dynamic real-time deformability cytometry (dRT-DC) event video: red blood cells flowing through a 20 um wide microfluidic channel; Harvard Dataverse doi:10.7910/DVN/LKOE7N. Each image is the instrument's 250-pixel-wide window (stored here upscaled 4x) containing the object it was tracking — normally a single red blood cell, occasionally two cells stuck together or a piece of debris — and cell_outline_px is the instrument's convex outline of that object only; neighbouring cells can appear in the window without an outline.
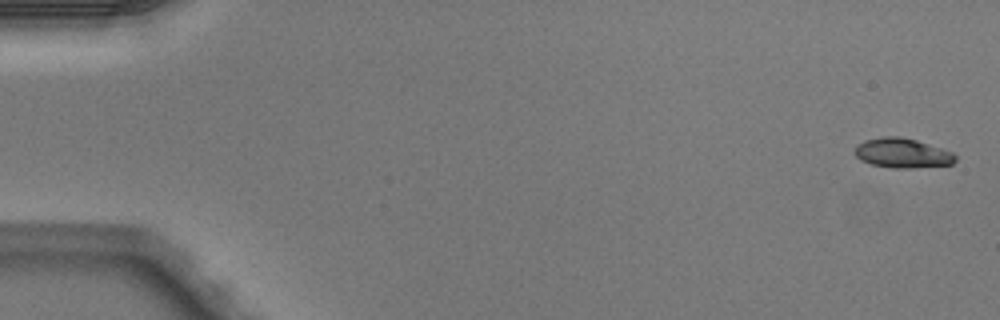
{"species": "Egyptian fruit bat (a non-hibernating species)", "species_latin": "Rousettus aegyptiacus", "temperature_condition": "warm", "stored_images_in_passage": 5, "camera_frame_rate_fps": 3000, "um_per_image_px": 0.085, "animal": {"sex": "male"}, "frame": {"image": 1, "passage_image": 1, "time_ms": 0.0, "image_size_px": [1000, 320], "cell_outline_px": [[956, 160], [952, 164], [908, 168], [892, 168], [872, 164], [860, 160], [856, 156], [856, 144], [864, 140], [884, 136], [900, 136], [916, 140], [952, 152], [956, 156]], "centroid_in_image_um": [76.68, 13.0], "position_along_channel_um": 8.3, "area_um2": 17.22}}
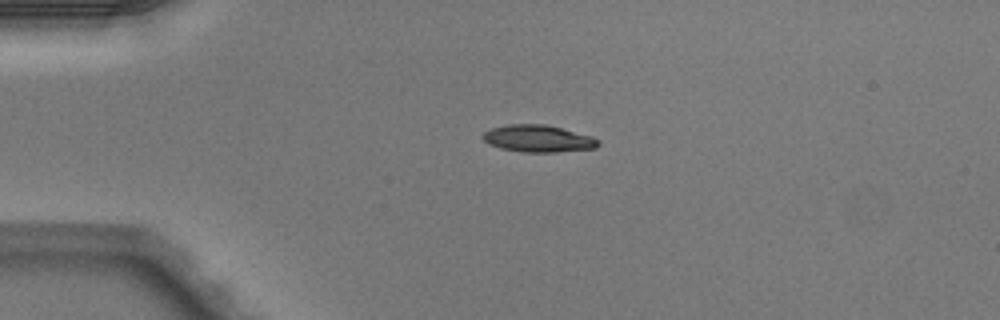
{"frame": {"image": 2, "passage_image": 4, "time_ms": 1.0, "image_size_px": [1000, 320], "cell_outline_px": [[600, 144], [596, 148], [556, 152], [524, 152], [500, 148], [488, 144], [480, 136], [484, 132], [492, 128], [508, 124], [544, 124], [592, 136], [600, 140]], "centroid_in_image_um": [45.73, 11.78], "position_along_channel_um": 39.3, "area_um2": 18.21}}